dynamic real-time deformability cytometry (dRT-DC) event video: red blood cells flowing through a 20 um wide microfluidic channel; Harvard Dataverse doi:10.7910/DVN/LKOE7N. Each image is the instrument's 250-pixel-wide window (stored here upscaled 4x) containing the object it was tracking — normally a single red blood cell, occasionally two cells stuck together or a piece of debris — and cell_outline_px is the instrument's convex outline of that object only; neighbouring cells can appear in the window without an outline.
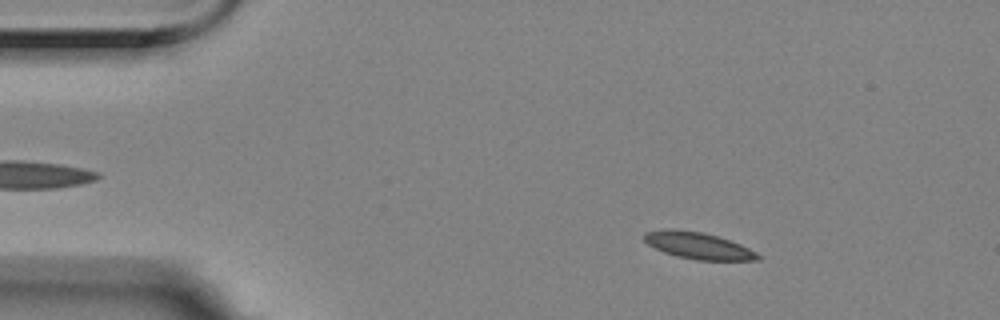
{"species": "Egyptian fruit bat (a non-hibernating species)", "species_latin": "Rousettus aegyptiacus", "temperature_condition": "room temperature", "stored_images_in_passage": 57, "camera_frame_rate_fps": 3000, "um_per_image_px": 0.085, "animal": {"sex": "female"}, "frame": {"image": 1, "passage_image": 8, "time_ms": 2.333, "image_size_px": [1000, 320], "cell_outline_px": [[760, 260], [696, 260], [676, 256], [664, 252], [648, 244], [644, 240], [644, 232], [668, 228], [672, 228], [704, 232], [740, 244], [756, 252], [760, 256]], "centroid_in_image_um": [59.32, 20.87], "position_along_channel_um": 25.7, "area_um2": 17.63}}
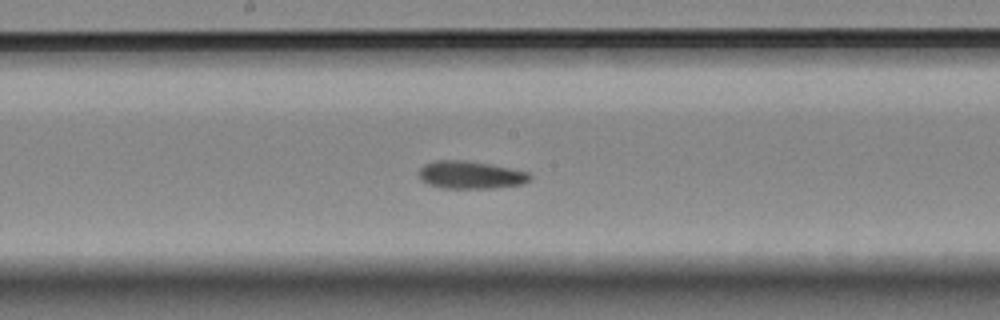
{"frame": {"image": 2, "passage_image": 29, "time_ms": 9.333, "image_size_px": [1000, 320], "cell_outline_px": [[532, 180], [524, 184], [496, 188], [440, 188], [428, 184], [420, 180], [420, 168], [424, 164], [436, 160], [464, 160], [492, 164], [528, 172], [532, 176]], "centroid_in_image_um": [40.03, 14.87], "position_along_channel_um": 208.2, "area_um2": 18.15}}
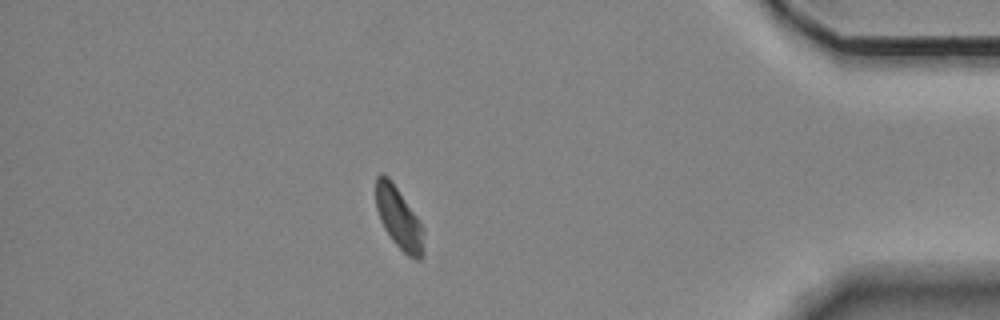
{"frame": {"image": 3, "passage_image": 49, "time_ms": 16.0, "image_size_px": [1000, 320], "cell_outline_px": [[424, 256], [420, 260], [416, 260], [408, 256], [392, 240], [384, 228], [380, 220], [376, 208], [376, 176], [380, 172], [384, 172], [392, 180], [424, 228]], "centroid_in_image_um": [33.91, 18.54], "position_along_channel_um": 401.3, "area_um2": 17.4}, "authors_computed_cell_mechanics": {"area_um2": 17.7446, "velocity_mm_per_s": 3.4926, "shape_relaxation_time_tau1_ms": 4.189, "shape_relaxation_time_tau2_ms": 3.2227, "deformation_change_tau1": 0.0954, "deformation_change_tau2": 0.0776}}